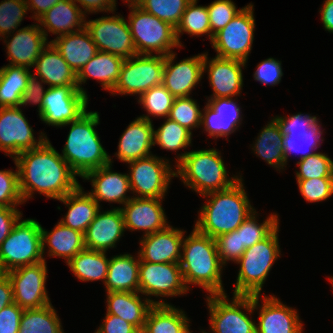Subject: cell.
Listing matches in <instances>:
<instances>
[{
	"label": "cell",
	"mask_w": 333,
	"mask_h": 333,
	"mask_svg": "<svg viewBox=\"0 0 333 333\" xmlns=\"http://www.w3.org/2000/svg\"><path fill=\"white\" fill-rule=\"evenodd\" d=\"M137 257L127 253L110 259L104 284L106 292H139L140 258Z\"/></svg>",
	"instance_id": "obj_35"
},
{
	"label": "cell",
	"mask_w": 333,
	"mask_h": 333,
	"mask_svg": "<svg viewBox=\"0 0 333 333\" xmlns=\"http://www.w3.org/2000/svg\"><path fill=\"white\" fill-rule=\"evenodd\" d=\"M190 1L191 0H143L139 7L176 28Z\"/></svg>",
	"instance_id": "obj_45"
},
{
	"label": "cell",
	"mask_w": 333,
	"mask_h": 333,
	"mask_svg": "<svg viewBox=\"0 0 333 333\" xmlns=\"http://www.w3.org/2000/svg\"><path fill=\"white\" fill-rule=\"evenodd\" d=\"M86 14L73 0H60L44 13L37 22L46 38L48 32L59 36L85 28ZM43 27H45L43 29ZM76 29H75V28ZM47 28V30H45Z\"/></svg>",
	"instance_id": "obj_28"
},
{
	"label": "cell",
	"mask_w": 333,
	"mask_h": 333,
	"mask_svg": "<svg viewBox=\"0 0 333 333\" xmlns=\"http://www.w3.org/2000/svg\"><path fill=\"white\" fill-rule=\"evenodd\" d=\"M299 191L308 202H322L333 195V177L297 179Z\"/></svg>",
	"instance_id": "obj_50"
},
{
	"label": "cell",
	"mask_w": 333,
	"mask_h": 333,
	"mask_svg": "<svg viewBox=\"0 0 333 333\" xmlns=\"http://www.w3.org/2000/svg\"><path fill=\"white\" fill-rule=\"evenodd\" d=\"M176 163L175 177L201 196L230 188L240 179L228 177L221 154L214 148L178 154Z\"/></svg>",
	"instance_id": "obj_5"
},
{
	"label": "cell",
	"mask_w": 333,
	"mask_h": 333,
	"mask_svg": "<svg viewBox=\"0 0 333 333\" xmlns=\"http://www.w3.org/2000/svg\"><path fill=\"white\" fill-rule=\"evenodd\" d=\"M12 284L14 303L23 309L41 308L50 304L46 291V261L21 266L5 273Z\"/></svg>",
	"instance_id": "obj_15"
},
{
	"label": "cell",
	"mask_w": 333,
	"mask_h": 333,
	"mask_svg": "<svg viewBox=\"0 0 333 333\" xmlns=\"http://www.w3.org/2000/svg\"><path fill=\"white\" fill-rule=\"evenodd\" d=\"M40 80L38 81V77L36 75L33 76V73L30 74V76L28 77L27 86L22 93L21 101L19 104V106H24L28 103L35 105L38 104V114H40L42 110L43 96L47 91V89L44 90L45 88H43L42 85V83H45L42 79Z\"/></svg>",
	"instance_id": "obj_56"
},
{
	"label": "cell",
	"mask_w": 333,
	"mask_h": 333,
	"mask_svg": "<svg viewBox=\"0 0 333 333\" xmlns=\"http://www.w3.org/2000/svg\"><path fill=\"white\" fill-rule=\"evenodd\" d=\"M19 173V190L23 201L35 191L47 198L62 199L80 184L69 164L47 139L40 147L26 150L14 159Z\"/></svg>",
	"instance_id": "obj_1"
},
{
	"label": "cell",
	"mask_w": 333,
	"mask_h": 333,
	"mask_svg": "<svg viewBox=\"0 0 333 333\" xmlns=\"http://www.w3.org/2000/svg\"><path fill=\"white\" fill-rule=\"evenodd\" d=\"M41 224L21 218L0 246V273L44 261Z\"/></svg>",
	"instance_id": "obj_7"
},
{
	"label": "cell",
	"mask_w": 333,
	"mask_h": 333,
	"mask_svg": "<svg viewBox=\"0 0 333 333\" xmlns=\"http://www.w3.org/2000/svg\"><path fill=\"white\" fill-rule=\"evenodd\" d=\"M95 333H141L134 325L124 319L106 313L103 324Z\"/></svg>",
	"instance_id": "obj_58"
},
{
	"label": "cell",
	"mask_w": 333,
	"mask_h": 333,
	"mask_svg": "<svg viewBox=\"0 0 333 333\" xmlns=\"http://www.w3.org/2000/svg\"><path fill=\"white\" fill-rule=\"evenodd\" d=\"M120 209L126 230H142L145 231L144 235H148L163 230L169 225L162 207V199L132 196Z\"/></svg>",
	"instance_id": "obj_22"
},
{
	"label": "cell",
	"mask_w": 333,
	"mask_h": 333,
	"mask_svg": "<svg viewBox=\"0 0 333 333\" xmlns=\"http://www.w3.org/2000/svg\"><path fill=\"white\" fill-rule=\"evenodd\" d=\"M118 15L86 21L85 28L91 35L98 51L108 52L128 59L138 55L128 21Z\"/></svg>",
	"instance_id": "obj_14"
},
{
	"label": "cell",
	"mask_w": 333,
	"mask_h": 333,
	"mask_svg": "<svg viewBox=\"0 0 333 333\" xmlns=\"http://www.w3.org/2000/svg\"><path fill=\"white\" fill-rule=\"evenodd\" d=\"M33 67L36 69L34 75L49 87L78 86L77 74L51 42L40 53Z\"/></svg>",
	"instance_id": "obj_30"
},
{
	"label": "cell",
	"mask_w": 333,
	"mask_h": 333,
	"mask_svg": "<svg viewBox=\"0 0 333 333\" xmlns=\"http://www.w3.org/2000/svg\"><path fill=\"white\" fill-rule=\"evenodd\" d=\"M253 295L254 309H259V322L256 333H302L303 324L297 310L283 304L274 295ZM259 298L263 302L260 307Z\"/></svg>",
	"instance_id": "obj_18"
},
{
	"label": "cell",
	"mask_w": 333,
	"mask_h": 333,
	"mask_svg": "<svg viewBox=\"0 0 333 333\" xmlns=\"http://www.w3.org/2000/svg\"><path fill=\"white\" fill-rule=\"evenodd\" d=\"M28 11L26 0H4L0 2V38L14 33Z\"/></svg>",
	"instance_id": "obj_48"
},
{
	"label": "cell",
	"mask_w": 333,
	"mask_h": 333,
	"mask_svg": "<svg viewBox=\"0 0 333 333\" xmlns=\"http://www.w3.org/2000/svg\"><path fill=\"white\" fill-rule=\"evenodd\" d=\"M19 107H0V151L15 158L23 151L40 147L48 138L40 134L39 141Z\"/></svg>",
	"instance_id": "obj_16"
},
{
	"label": "cell",
	"mask_w": 333,
	"mask_h": 333,
	"mask_svg": "<svg viewBox=\"0 0 333 333\" xmlns=\"http://www.w3.org/2000/svg\"><path fill=\"white\" fill-rule=\"evenodd\" d=\"M197 1L198 0H191L188 3L179 24L175 28L177 41L180 46H183L180 42V34L184 32L191 36L207 34L211 42V27L207 6H198Z\"/></svg>",
	"instance_id": "obj_41"
},
{
	"label": "cell",
	"mask_w": 333,
	"mask_h": 333,
	"mask_svg": "<svg viewBox=\"0 0 333 333\" xmlns=\"http://www.w3.org/2000/svg\"><path fill=\"white\" fill-rule=\"evenodd\" d=\"M130 165L129 182L131 191L137 198L164 199L175 171L169 161L156 155L133 160ZM139 194V195H138Z\"/></svg>",
	"instance_id": "obj_12"
},
{
	"label": "cell",
	"mask_w": 333,
	"mask_h": 333,
	"mask_svg": "<svg viewBox=\"0 0 333 333\" xmlns=\"http://www.w3.org/2000/svg\"><path fill=\"white\" fill-rule=\"evenodd\" d=\"M23 311L16 303L3 308L0 311V333H19Z\"/></svg>",
	"instance_id": "obj_57"
},
{
	"label": "cell",
	"mask_w": 333,
	"mask_h": 333,
	"mask_svg": "<svg viewBox=\"0 0 333 333\" xmlns=\"http://www.w3.org/2000/svg\"><path fill=\"white\" fill-rule=\"evenodd\" d=\"M24 203L19 190V173L0 170V207H16Z\"/></svg>",
	"instance_id": "obj_52"
},
{
	"label": "cell",
	"mask_w": 333,
	"mask_h": 333,
	"mask_svg": "<svg viewBox=\"0 0 333 333\" xmlns=\"http://www.w3.org/2000/svg\"><path fill=\"white\" fill-rule=\"evenodd\" d=\"M180 267L186 288L194 284L204 288L209 295L226 294L222 285V268L216 241L195 228L181 247Z\"/></svg>",
	"instance_id": "obj_3"
},
{
	"label": "cell",
	"mask_w": 333,
	"mask_h": 333,
	"mask_svg": "<svg viewBox=\"0 0 333 333\" xmlns=\"http://www.w3.org/2000/svg\"><path fill=\"white\" fill-rule=\"evenodd\" d=\"M75 3H80L84 9V13L96 12H114L116 9V0H73Z\"/></svg>",
	"instance_id": "obj_60"
},
{
	"label": "cell",
	"mask_w": 333,
	"mask_h": 333,
	"mask_svg": "<svg viewBox=\"0 0 333 333\" xmlns=\"http://www.w3.org/2000/svg\"><path fill=\"white\" fill-rule=\"evenodd\" d=\"M154 146V127L149 115L137 117L123 132L118 145L116 157L121 162L149 157Z\"/></svg>",
	"instance_id": "obj_25"
},
{
	"label": "cell",
	"mask_w": 333,
	"mask_h": 333,
	"mask_svg": "<svg viewBox=\"0 0 333 333\" xmlns=\"http://www.w3.org/2000/svg\"><path fill=\"white\" fill-rule=\"evenodd\" d=\"M329 281L332 283V287H333V277L329 278Z\"/></svg>",
	"instance_id": "obj_66"
},
{
	"label": "cell",
	"mask_w": 333,
	"mask_h": 333,
	"mask_svg": "<svg viewBox=\"0 0 333 333\" xmlns=\"http://www.w3.org/2000/svg\"><path fill=\"white\" fill-rule=\"evenodd\" d=\"M107 313L118 316L143 331L147 314L154 304H168L163 300H141L139 292H107Z\"/></svg>",
	"instance_id": "obj_29"
},
{
	"label": "cell",
	"mask_w": 333,
	"mask_h": 333,
	"mask_svg": "<svg viewBox=\"0 0 333 333\" xmlns=\"http://www.w3.org/2000/svg\"><path fill=\"white\" fill-rule=\"evenodd\" d=\"M50 42L76 74L98 53L86 28L56 37Z\"/></svg>",
	"instance_id": "obj_31"
},
{
	"label": "cell",
	"mask_w": 333,
	"mask_h": 333,
	"mask_svg": "<svg viewBox=\"0 0 333 333\" xmlns=\"http://www.w3.org/2000/svg\"><path fill=\"white\" fill-rule=\"evenodd\" d=\"M112 161L98 169L89 171L83 179L90 180L93 189L88 192L100 205V201L125 205L131 198L126 193L131 190L128 174L112 171Z\"/></svg>",
	"instance_id": "obj_27"
},
{
	"label": "cell",
	"mask_w": 333,
	"mask_h": 333,
	"mask_svg": "<svg viewBox=\"0 0 333 333\" xmlns=\"http://www.w3.org/2000/svg\"><path fill=\"white\" fill-rule=\"evenodd\" d=\"M184 234L181 229L168 225L163 230L143 235L138 252L140 261L179 264Z\"/></svg>",
	"instance_id": "obj_21"
},
{
	"label": "cell",
	"mask_w": 333,
	"mask_h": 333,
	"mask_svg": "<svg viewBox=\"0 0 333 333\" xmlns=\"http://www.w3.org/2000/svg\"><path fill=\"white\" fill-rule=\"evenodd\" d=\"M189 323L183 328V330L180 333H192L189 329Z\"/></svg>",
	"instance_id": "obj_65"
},
{
	"label": "cell",
	"mask_w": 333,
	"mask_h": 333,
	"mask_svg": "<svg viewBox=\"0 0 333 333\" xmlns=\"http://www.w3.org/2000/svg\"><path fill=\"white\" fill-rule=\"evenodd\" d=\"M124 231V217L119 207L105 212L99 210L84 233L85 248L106 252L116 247Z\"/></svg>",
	"instance_id": "obj_24"
},
{
	"label": "cell",
	"mask_w": 333,
	"mask_h": 333,
	"mask_svg": "<svg viewBox=\"0 0 333 333\" xmlns=\"http://www.w3.org/2000/svg\"><path fill=\"white\" fill-rule=\"evenodd\" d=\"M208 54L204 53L203 72L208 71L210 86H212L213 98H228L241 94L243 87L242 67L246 66V62L221 58L215 56L208 61Z\"/></svg>",
	"instance_id": "obj_20"
},
{
	"label": "cell",
	"mask_w": 333,
	"mask_h": 333,
	"mask_svg": "<svg viewBox=\"0 0 333 333\" xmlns=\"http://www.w3.org/2000/svg\"><path fill=\"white\" fill-rule=\"evenodd\" d=\"M297 165L300 169L296 171L297 179L333 177V161L325 153L315 152L299 160Z\"/></svg>",
	"instance_id": "obj_49"
},
{
	"label": "cell",
	"mask_w": 333,
	"mask_h": 333,
	"mask_svg": "<svg viewBox=\"0 0 333 333\" xmlns=\"http://www.w3.org/2000/svg\"><path fill=\"white\" fill-rule=\"evenodd\" d=\"M165 56L136 55L124 59L112 94L139 95L163 84Z\"/></svg>",
	"instance_id": "obj_10"
},
{
	"label": "cell",
	"mask_w": 333,
	"mask_h": 333,
	"mask_svg": "<svg viewBox=\"0 0 333 333\" xmlns=\"http://www.w3.org/2000/svg\"><path fill=\"white\" fill-rule=\"evenodd\" d=\"M175 97L163 86H154L138 99L150 116L167 118Z\"/></svg>",
	"instance_id": "obj_46"
},
{
	"label": "cell",
	"mask_w": 333,
	"mask_h": 333,
	"mask_svg": "<svg viewBox=\"0 0 333 333\" xmlns=\"http://www.w3.org/2000/svg\"><path fill=\"white\" fill-rule=\"evenodd\" d=\"M129 28L138 55L166 56L174 47H181L177 41L175 28L146 12L139 6H129Z\"/></svg>",
	"instance_id": "obj_8"
},
{
	"label": "cell",
	"mask_w": 333,
	"mask_h": 333,
	"mask_svg": "<svg viewBox=\"0 0 333 333\" xmlns=\"http://www.w3.org/2000/svg\"><path fill=\"white\" fill-rule=\"evenodd\" d=\"M175 57L174 52L165 56L162 85L175 98L190 97L191 90L204 74V54H198L174 64Z\"/></svg>",
	"instance_id": "obj_19"
},
{
	"label": "cell",
	"mask_w": 333,
	"mask_h": 333,
	"mask_svg": "<svg viewBox=\"0 0 333 333\" xmlns=\"http://www.w3.org/2000/svg\"><path fill=\"white\" fill-rule=\"evenodd\" d=\"M232 97L213 98L206 103L201 113V125L208 135L215 138L228 137L241 125V108Z\"/></svg>",
	"instance_id": "obj_23"
},
{
	"label": "cell",
	"mask_w": 333,
	"mask_h": 333,
	"mask_svg": "<svg viewBox=\"0 0 333 333\" xmlns=\"http://www.w3.org/2000/svg\"><path fill=\"white\" fill-rule=\"evenodd\" d=\"M59 1L60 0H26L28 10H35L32 17L36 21Z\"/></svg>",
	"instance_id": "obj_62"
},
{
	"label": "cell",
	"mask_w": 333,
	"mask_h": 333,
	"mask_svg": "<svg viewBox=\"0 0 333 333\" xmlns=\"http://www.w3.org/2000/svg\"><path fill=\"white\" fill-rule=\"evenodd\" d=\"M109 262L110 259L107 258L106 252L85 248L73 257L67 265L79 280L98 281L102 279L105 284Z\"/></svg>",
	"instance_id": "obj_38"
},
{
	"label": "cell",
	"mask_w": 333,
	"mask_h": 333,
	"mask_svg": "<svg viewBox=\"0 0 333 333\" xmlns=\"http://www.w3.org/2000/svg\"><path fill=\"white\" fill-rule=\"evenodd\" d=\"M41 236L43 256L47 245L50 257H62L66 259V263L85 249L84 234L63 225L61 222H58L50 232L41 227Z\"/></svg>",
	"instance_id": "obj_34"
},
{
	"label": "cell",
	"mask_w": 333,
	"mask_h": 333,
	"mask_svg": "<svg viewBox=\"0 0 333 333\" xmlns=\"http://www.w3.org/2000/svg\"><path fill=\"white\" fill-rule=\"evenodd\" d=\"M217 251L221 263L225 266L227 261L237 262L243 255L245 248H240L238 228L215 238Z\"/></svg>",
	"instance_id": "obj_54"
},
{
	"label": "cell",
	"mask_w": 333,
	"mask_h": 333,
	"mask_svg": "<svg viewBox=\"0 0 333 333\" xmlns=\"http://www.w3.org/2000/svg\"><path fill=\"white\" fill-rule=\"evenodd\" d=\"M279 226L265 239L247 248L236 262L240 264L234 295H260L265 279L280 257Z\"/></svg>",
	"instance_id": "obj_6"
},
{
	"label": "cell",
	"mask_w": 333,
	"mask_h": 333,
	"mask_svg": "<svg viewBox=\"0 0 333 333\" xmlns=\"http://www.w3.org/2000/svg\"><path fill=\"white\" fill-rule=\"evenodd\" d=\"M128 2V6H139L143 0H125Z\"/></svg>",
	"instance_id": "obj_64"
},
{
	"label": "cell",
	"mask_w": 333,
	"mask_h": 333,
	"mask_svg": "<svg viewBox=\"0 0 333 333\" xmlns=\"http://www.w3.org/2000/svg\"><path fill=\"white\" fill-rule=\"evenodd\" d=\"M88 101V95L83 94L78 86L48 87L39 117L49 126L62 127L84 114Z\"/></svg>",
	"instance_id": "obj_13"
},
{
	"label": "cell",
	"mask_w": 333,
	"mask_h": 333,
	"mask_svg": "<svg viewBox=\"0 0 333 333\" xmlns=\"http://www.w3.org/2000/svg\"><path fill=\"white\" fill-rule=\"evenodd\" d=\"M201 113L197 102L191 97L175 98L167 118L176 121L191 133L201 126Z\"/></svg>",
	"instance_id": "obj_47"
},
{
	"label": "cell",
	"mask_w": 333,
	"mask_h": 333,
	"mask_svg": "<svg viewBox=\"0 0 333 333\" xmlns=\"http://www.w3.org/2000/svg\"><path fill=\"white\" fill-rule=\"evenodd\" d=\"M39 24L15 32L6 44L10 65L32 68L43 49L49 44Z\"/></svg>",
	"instance_id": "obj_26"
},
{
	"label": "cell",
	"mask_w": 333,
	"mask_h": 333,
	"mask_svg": "<svg viewBox=\"0 0 333 333\" xmlns=\"http://www.w3.org/2000/svg\"><path fill=\"white\" fill-rule=\"evenodd\" d=\"M59 316L52 304L24 309L19 333H64Z\"/></svg>",
	"instance_id": "obj_40"
},
{
	"label": "cell",
	"mask_w": 333,
	"mask_h": 333,
	"mask_svg": "<svg viewBox=\"0 0 333 333\" xmlns=\"http://www.w3.org/2000/svg\"><path fill=\"white\" fill-rule=\"evenodd\" d=\"M192 133L176 121L169 118L165 120L161 127L154 130V145H159L162 149L178 151L190 146Z\"/></svg>",
	"instance_id": "obj_43"
},
{
	"label": "cell",
	"mask_w": 333,
	"mask_h": 333,
	"mask_svg": "<svg viewBox=\"0 0 333 333\" xmlns=\"http://www.w3.org/2000/svg\"><path fill=\"white\" fill-rule=\"evenodd\" d=\"M283 136L277 121L273 118L261 130L252 148L257 156L278 170L286 166L282 148Z\"/></svg>",
	"instance_id": "obj_36"
},
{
	"label": "cell",
	"mask_w": 333,
	"mask_h": 333,
	"mask_svg": "<svg viewBox=\"0 0 333 333\" xmlns=\"http://www.w3.org/2000/svg\"><path fill=\"white\" fill-rule=\"evenodd\" d=\"M124 59L114 54L98 51L86 65L77 73L78 89L86 94L82 84L90 77L101 82L102 88L112 91L119 78Z\"/></svg>",
	"instance_id": "obj_32"
},
{
	"label": "cell",
	"mask_w": 333,
	"mask_h": 333,
	"mask_svg": "<svg viewBox=\"0 0 333 333\" xmlns=\"http://www.w3.org/2000/svg\"><path fill=\"white\" fill-rule=\"evenodd\" d=\"M242 181L240 177L230 188L203 195L208 199L194 226L198 232L215 239L239 228L256 211L249 202Z\"/></svg>",
	"instance_id": "obj_2"
},
{
	"label": "cell",
	"mask_w": 333,
	"mask_h": 333,
	"mask_svg": "<svg viewBox=\"0 0 333 333\" xmlns=\"http://www.w3.org/2000/svg\"><path fill=\"white\" fill-rule=\"evenodd\" d=\"M98 112L86 111L77 120L71 121L67 141L60 154L70 169L80 177L89 171L103 167L112 160L100 143L95 127L99 124Z\"/></svg>",
	"instance_id": "obj_4"
},
{
	"label": "cell",
	"mask_w": 333,
	"mask_h": 333,
	"mask_svg": "<svg viewBox=\"0 0 333 333\" xmlns=\"http://www.w3.org/2000/svg\"><path fill=\"white\" fill-rule=\"evenodd\" d=\"M256 211L238 228L240 248H249L268 237L278 226V215L270 214L263 223L257 222Z\"/></svg>",
	"instance_id": "obj_42"
},
{
	"label": "cell",
	"mask_w": 333,
	"mask_h": 333,
	"mask_svg": "<svg viewBox=\"0 0 333 333\" xmlns=\"http://www.w3.org/2000/svg\"><path fill=\"white\" fill-rule=\"evenodd\" d=\"M79 185L59 201L68 207L67 214L60 222L76 231L85 233L100 210V205Z\"/></svg>",
	"instance_id": "obj_33"
},
{
	"label": "cell",
	"mask_w": 333,
	"mask_h": 333,
	"mask_svg": "<svg viewBox=\"0 0 333 333\" xmlns=\"http://www.w3.org/2000/svg\"><path fill=\"white\" fill-rule=\"evenodd\" d=\"M274 119L284 134L283 137H292L294 139L302 137L318 121L316 116L303 115L301 113L286 117L275 116Z\"/></svg>",
	"instance_id": "obj_53"
},
{
	"label": "cell",
	"mask_w": 333,
	"mask_h": 333,
	"mask_svg": "<svg viewBox=\"0 0 333 333\" xmlns=\"http://www.w3.org/2000/svg\"><path fill=\"white\" fill-rule=\"evenodd\" d=\"M317 121L302 137L292 138V137H283V154L285 158V163L287 164V160L289 155L292 152L301 153L300 159L307 158L310 155H313L314 152H310L311 150L317 149L321 146L323 131H321L320 124ZM321 141V142H320ZM320 144V145H319ZM305 147V148H303ZM305 149V150H304Z\"/></svg>",
	"instance_id": "obj_44"
},
{
	"label": "cell",
	"mask_w": 333,
	"mask_h": 333,
	"mask_svg": "<svg viewBox=\"0 0 333 333\" xmlns=\"http://www.w3.org/2000/svg\"><path fill=\"white\" fill-rule=\"evenodd\" d=\"M29 70L10 64L0 68V107H19L31 74Z\"/></svg>",
	"instance_id": "obj_39"
},
{
	"label": "cell",
	"mask_w": 333,
	"mask_h": 333,
	"mask_svg": "<svg viewBox=\"0 0 333 333\" xmlns=\"http://www.w3.org/2000/svg\"><path fill=\"white\" fill-rule=\"evenodd\" d=\"M253 4L241 11L223 29L217 32L211 42L218 57L237 59L247 63L254 40Z\"/></svg>",
	"instance_id": "obj_11"
},
{
	"label": "cell",
	"mask_w": 333,
	"mask_h": 333,
	"mask_svg": "<svg viewBox=\"0 0 333 333\" xmlns=\"http://www.w3.org/2000/svg\"><path fill=\"white\" fill-rule=\"evenodd\" d=\"M233 296L231 302L226 294L206 297L211 330L214 333H256V322L242 311L247 310L248 314L255 311L253 295Z\"/></svg>",
	"instance_id": "obj_9"
},
{
	"label": "cell",
	"mask_w": 333,
	"mask_h": 333,
	"mask_svg": "<svg viewBox=\"0 0 333 333\" xmlns=\"http://www.w3.org/2000/svg\"><path fill=\"white\" fill-rule=\"evenodd\" d=\"M180 264L140 261L139 293L145 296L172 297L186 294Z\"/></svg>",
	"instance_id": "obj_17"
},
{
	"label": "cell",
	"mask_w": 333,
	"mask_h": 333,
	"mask_svg": "<svg viewBox=\"0 0 333 333\" xmlns=\"http://www.w3.org/2000/svg\"><path fill=\"white\" fill-rule=\"evenodd\" d=\"M12 303H14L12 284L5 273H0V311Z\"/></svg>",
	"instance_id": "obj_61"
},
{
	"label": "cell",
	"mask_w": 333,
	"mask_h": 333,
	"mask_svg": "<svg viewBox=\"0 0 333 333\" xmlns=\"http://www.w3.org/2000/svg\"><path fill=\"white\" fill-rule=\"evenodd\" d=\"M189 321L184 311L171 304H154L141 333H180Z\"/></svg>",
	"instance_id": "obj_37"
},
{
	"label": "cell",
	"mask_w": 333,
	"mask_h": 333,
	"mask_svg": "<svg viewBox=\"0 0 333 333\" xmlns=\"http://www.w3.org/2000/svg\"><path fill=\"white\" fill-rule=\"evenodd\" d=\"M281 61L274 58H268L257 65L254 73V79L264 85H277L283 76Z\"/></svg>",
	"instance_id": "obj_55"
},
{
	"label": "cell",
	"mask_w": 333,
	"mask_h": 333,
	"mask_svg": "<svg viewBox=\"0 0 333 333\" xmlns=\"http://www.w3.org/2000/svg\"><path fill=\"white\" fill-rule=\"evenodd\" d=\"M211 27V42L214 35L223 29L241 11L231 0H216L207 6Z\"/></svg>",
	"instance_id": "obj_51"
},
{
	"label": "cell",
	"mask_w": 333,
	"mask_h": 333,
	"mask_svg": "<svg viewBox=\"0 0 333 333\" xmlns=\"http://www.w3.org/2000/svg\"><path fill=\"white\" fill-rule=\"evenodd\" d=\"M320 13L323 27L333 33V0H325Z\"/></svg>",
	"instance_id": "obj_63"
},
{
	"label": "cell",
	"mask_w": 333,
	"mask_h": 333,
	"mask_svg": "<svg viewBox=\"0 0 333 333\" xmlns=\"http://www.w3.org/2000/svg\"><path fill=\"white\" fill-rule=\"evenodd\" d=\"M21 217L22 213L16 207H0V246Z\"/></svg>",
	"instance_id": "obj_59"
}]
</instances>
